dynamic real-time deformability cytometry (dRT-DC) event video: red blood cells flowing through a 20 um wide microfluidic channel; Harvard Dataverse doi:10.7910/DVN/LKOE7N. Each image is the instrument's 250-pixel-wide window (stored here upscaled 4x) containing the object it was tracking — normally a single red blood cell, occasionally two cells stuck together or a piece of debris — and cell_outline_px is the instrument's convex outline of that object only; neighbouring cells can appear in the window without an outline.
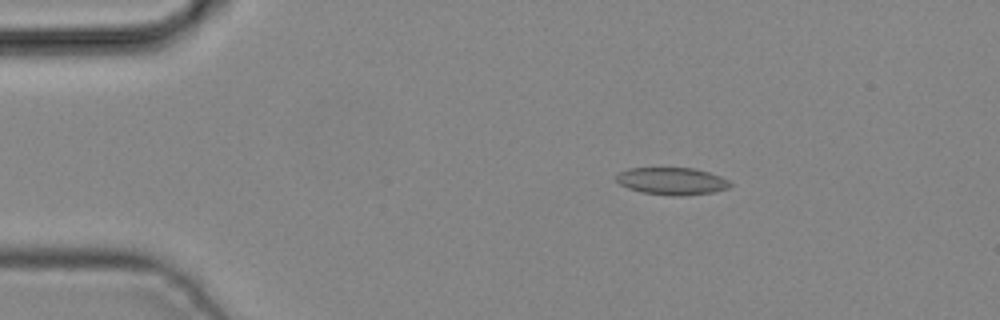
{"species": "common noctule bat (a hibernating species)", "species_latin": "Nyctalus noctula", "temperature_condition": "cold", "stored_images_in_passage": 2, "camera_frame_rate_fps": 3000, "um_per_image_px": 0.085, "animal": {"sex": "male", "body_mass_g": 19.2, "forearm_length_mm": 51.8}, "frame": {"image": 1, "passage_image": 1, "time_ms": 0.0, "image_size_px": [1000, 320], "cell_outline_px": [[732, 184], [728, 188], [712, 192], [680, 196], [672, 196], [644, 192], [628, 188], [620, 184], [616, 180], [616, 176], [620, 172], [628, 168], [692, 168], [708, 172], [720, 176], [728, 180]], "centroid_in_image_um": [57.11, 15.39], "position_along_channel_um": 27.9, "area_um2": 17.92}}